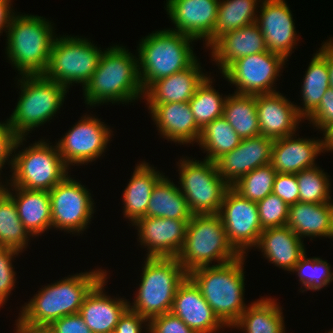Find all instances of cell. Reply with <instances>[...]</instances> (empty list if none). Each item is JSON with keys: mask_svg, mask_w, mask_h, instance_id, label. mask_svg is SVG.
I'll list each match as a JSON object with an SVG mask.
<instances>
[{"mask_svg": "<svg viewBox=\"0 0 333 333\" xmlns=\"http://www.w3.org/2000/svg\"><path fill=\"white\" fill-rule=\"evenodd\" d=\"M82 90L84 103L92 108L143 99L137 56L117 44L103 49L97 69Z\"/></svg>", "mask_w": 333, "mask_h": 333, "instance_id": "1", "label": "cell"}, {"mask_svg": "<svg viewBox=\"0 0 333 333\" xmlns=\"http://www.w3.org/2000/svg\"><path fill=\"white\" fill-rule=\"evenodd\" d=\"M95 269L69 275L38 290L21 308L19 317L33 325H51L57 319L79 313L85 296L107 275Z\"/></svg>", "mask_w": 333, "mask_h": 333, "instance_id": "2", "label": "cell"}, {"mask_svg": "<svg viewBox=\"0 0 333 333\" xmlns=\"http://www.w3.org/2000/svg\"><path fill=\"white\" fill-rule=\"evenodd\" d=\"M245 257L241 255L231 262L196 268L188 273L226 328H231L247 308L244 302Z\"/></svg>", "mask_w": 333, "mask_h": 333, "instance_id": "3", "label": "cell"}, {"mask_svg": "<svg viewBox=\"0 0 333 333\" xmlns=\"http://www.w3.org/2000/svg\"><path fill=\"white\" fill-rule=\"evenodd\" d=\"M52 22L38 15L12 16L6 34V57L22 75H43L55 35Z\"/></svg>", "mask_w": 333, "mask_h": 333, "instance_id": "4", "label": "cell"}, {"mask_svg": "<svg viewBox=\"0 0 333 333\" xmlns=\"http://www.w3.org/2000/svg\"><path fill=\"white\" fill-rule=\"evenodd\" d=\"M138 69L145 91L152 83L190 67L197 56L191 44L195 40L165 28L140 39Z\"/></svg>", "mask_w": 333, "mask_h": 333, "instance_id": "5", "label": "cell"}, {"mask_svg": "<svg viewBox=\"0 0 333 333\" xmlns=\"http://www.w3.org/2000/svg\"><path fill=\"white\" fill-rule=\"evenodd\" d=\"M16 79L21 95L7 120L17 137H27L59 113L68 89L43 75H22Z\"/></svg>", "mask_w": 333, "mask_h": 333, "instance_id": "6", "label": "cell"}, {"mask_svg": "<svg viewBox=\"0 0 333 333\" xmlns=\"http://www.w3.org/2000/svg\"><path fill=\"white\" fill-rule=\"evenodd\" d=\"M26 140V137L16 139L10 170L12 175L10 179L6 178L5 183L28 190L50 191L68 175L70 168L63 161L57 145H50L48 140L35 141L16 153Z\"/></svg>", "mask_w": 333, "mask_h": 333, "instance_id": "7", "label": "cell"}, {"mask_svg": "<svg viewBox=\"0 0 333 333\" xmlns=\"http://www.w3.org/2000/svg\"><path fill=\"white\" fill-rule=\"evenodd\" d=\"M145 259L134 302L128 304L130 310L150 321L171 312L176 291L188 273L176 257Z\"/></svg>", "mask_w": 333, "mask_h": 333, "instance_id": "8", "label": "cell"}, {"mask_svg": "<svg viewBox=\"0 0 333 333\" xmlns=\"http://www.w3.org/2000/svg\"><path fill=\"white\" fill-rule=\"evenodd\" d=\"M240 256L229 243L219 214H193L176 258L190 273L196 268L212 266L213 261L217 262L214 265H222Z\"/></svg>", "mask_w": 333, "mask_h": 333, "instance_id": "9", "label": "cell"}, {"mask_svg": "<svg viewBox=\"0 0 333 333\" xmlns=\"http://www.w3.org/2000/svg\"><path fill=\"white\" fill-rule=\"evenodd\" d=\"M83 36H56L43 76L68 90L75 83L82 87L98 67L103 50Z\"/></svg>", "mask_w": 333, "mask_h": 333, "instance_id": "10", "label": "cell"}, {"mask_svg": "<svg viewBox=\"0 0 333 333\" xmlns=\"http://www.w3.org/2000/svg\"><path fill=\"white\" fill-rule=\"evenodd\" d=\"M179 188L192 214H219L230 187L218 173L215 162L181 158L178 162Z\"/></svg>", "mask_w": 333, "mask_h": 333, "instance_id": "11", "label": "cell"}, {"mask_svg": "<svg viewBox=\"0 0 333 333\" xmlns=\"http://www.w3.org/2000/svg\"><path fill=\"white\" fill-rule=\"evenodd\" d=\"M80 182L68 174L49 191L52 228L78 235L89 227L95 204L89 189Z\"/></svg>", "mask_w": 333, "mask_h": 333, "instance_id": "12", "label": "cell"}, {"mask_svg": "<svg viewBox=\"0 0 333 333\" xmlns=\"http://www.w3.org/2000/svg\"><path fill=\"white\" fill-rule=\"evenodd\" d=\"M281 55L269 50L234 61L223 73V79L236 87L234 93L263 95L278 92L274 85L285 63Z\"/></svg>", "mask_w": 333, "mask_h": 333, "instance_id": "13", "label": "cell"}, {"mask_svg": "<svg viewBox=\"0 0 333 333\" xmlns=\"http://www.w3.org/2000/svg\"><path fill=\"white\" fill-rule=\"evenodd\" d=\"M229 243L240 254L256 247L263 229L257 202L250 201L229 187L219 211ZM247 251V252H246Z\"/></svg>", "mask_w": 333, "mask_h": 333, "instance_id": "14", "label": "cell"}, {"mask_svg": "<svg viewBox=\"0 0 333 333\" xmlns=\"http://www.w3.org/2000/svg\"><path fill=\"white\" fill-rule=\"evenodd\" d=\"M113 131L101 119L82 116L65 135L56 142L65 164L76 166L91 163L106 152Z\"/></svg>", "mask_w": 333, "mask_h": 333, "instance_id": "15", "label": "cell"}, {"mask_svg": "<svg viewBox=\"0 0 333 333\" xmlns=\"http://www.w3.org/2000/svg\"><path fill=\"white\" fill-rule=\"evenodd\" d=\"M220 0H166L167 15L175 28L194 40H205L209 47L215 42V23Z\"/></svg>", "mask_w": 333, "mask_h": 333, "instance_id": "16", "label": "cell"}, {"mask_svg": "<svg viewBox=\"0 0 333 333\" xmlns=\"http://www.w3.org/2000/svg\"><path fill=\"white\" fill-rule=\"evenodd\" d=\"M259 5L256 24L265 38L267 50L287 60L299 41L292 11L285 0H262Z\"/></svg>", "mask_w": 333, "mask_h": 333, "instance_id": "17", "label": "cell"}, {"mask_svg": "<svg viewBox=\"0 0 333 333\" xmlns=\"http://www.w3.org/2000/svg\"><path fill=\"white\" fill-rule=\"evenodd\" d=\"M189 220L142 217L132 226L138 230L140 245L148 252L146 257H177L186 236Z\"/></svg>", "mask_w": 333, "mask_h": 333, "instance_id": "18", "label": "cell"}, {"mask_svg": "<svg viewBox=\"0 0 333 333\" xmlns=\"http://www.w3.org/2000/svg\"><path fill=\"white\" fill-rule=\"evenodd\" d=\"M273 141L262 135L242 139L236 148L215 162L218 173L232 187L247 173L270 164Z\"/></svg>", "mask_w": 333, "mask_h": 333, "instance_id": "19", "label": "cell"}, {"mask_svg": "<svg viewBox=\"0 0 333 333\" xmlns=\"http://www.w3.org/2000/svg\"><path fill=\"white\" fill-rule=\"evenodd\" d=\"M171 312L197 333H215L226 327L189 276L179 285Z\"/></svg>", "mask_w": 333, "mask_h": 333, "instance_id": "20", "label": "cell"}, {"mask_svg": "<svg viewBox=\"0 0 333 333\" xmlns=\"http://www.w3.org/2000/svg\"><path fill=\"white\" fill-rule=\"evenodd\" d=\"M260 133L273 140L296 133L304 119L293 104L280 92L255 95Z\"/></svg>", "mask_w": 333, "mask_h": 333, "instance_id": "21", "label": "cell"}, {"mask_svg": "<svg viewBox=\"0 0 333 333\" xmlns=\"http://www.w3.org/2000/svg\"><path fill=\"white\" fill-rule=\"evenodd\" d=\"M108 274L85 296L79 315L93 333H113L120 317L129 308L124 298H111L105 293Z\"/></svg>", "mask_w": 333, "mask_h": 333, "instance_id": "22", "label": "cell"}, {"mask_svg": "<svg viewBox=\"0 0 333 333\" xmlns=\"http://www.w3.org/2000/svg\"><path fill=\"white\" fill-rule=\"evenodd\" d=\"M149 112L161 137L180 145L198 142L201 128L188 102L154 104Z\"/></svg>", "mask_w": 333, "mask_h": 333, "instance_id": "23", "label": "cell"}, {"mask_svg": "<svg viewBox=\"0 0 333 333\" xmlns=\"http://www.w3.org/2000/svg\"><path fill=\"white\" fill-rule=\"evenodd\" d=\"M321 152L324 153L322 140L297 139L293 134L273 141L270 164L277 173L296 174L318 165L315 159Z\"/></svg>", "mask_w": 333, "mask_h": 333, "instance_id": "24", "label": "cell"}, {"mask_svg": "<svg viewBox=\"0 0 333 333\" xmlns=\"http://www.w3.org/2000/svg\"><path fill=\"white\" fill-rule=\"evenodd\" d=\"M198 59L187 69L164 77L152 83L145 91L143 99L148 110L154 104L188 102L197 88L208 77L202 72Z\"/></svg>", "mask_w": 333, "mask_h": 333, "instance_id": "25", "label": "cell"}, {"mask_svg": "<svg viewBox=\"0 0 333 333\" xmlns=\"http://www.w3.org/2000/svg\"><path fill=\"white\" fill-rule=\"evenodd\" d=\"M209 48L221 74L239 58L267 51L265 38L256 23L220 36Z\"/></svg>", "mask_w": 333, "mask_h": 333, "instance_id": "26", "label": "cell"}, {"mask_svg": "<svg viewBox=\"0 0 333 333\" xmlns=\"http://www.w3.org/2000/svg\"><path fill=\"white\" fill-rule=\"evenodd\" d=\"M303 241L288 226L267 228L260 234L255 249L261 250L275 266L291 272L306 253Z\"/></svg>", "mask_w": 333, "mask_h": 333, "instance_id": "27", "label": "cell"}, {"mask_svg": "<svg viewBox=\"0 0 333 333\" xmlns=\"http://www.w3.org/2000/svg\"><path fill=\"white\" fill-rule=\"evenodd\" d=\"M6 193L14 200L18 216L32 236L37 237L52 229L49 191L7 186Z\"/></svg>", "mask_w": 333, "mask_h": 333, "instance_id": "28", "label": "cell"}, {"mask_svg": "<svg viewBox=\"0 0 333 333\" xmlns=\"http://www.w3.org/2000/svg\"><path fill=\"white\" fill-rule=\"evenodd\" d=\"M333 223V202H297L289 206L288 226L299 238H330Z\"/></svg>", "mask_w": 333, "mask_h": 333, "instance_id": "29", "label": "cell"}, {"mask_svg": "<svg viewBox=\"0 0 333 333\" xmlns=\"http://www.w3.org/2000/svg\"><path fill=\"white\" fill-rule=\"evenodd\" d=\"M145 161L136 164L129 183L123 192V215L133 224L146 217L148 202L156 183L164 176Z\"/></svg>", "mask_w": 333, "mask_h": 333, "instance_id": "30", "label": "cell"}, {"mask_svg": "<svg viewBox=\"0 0 333 333\" xmlns=\"http://www.w3.org/2000/svg\"><path fill=\"white\" fill-rule=\"evenodd\" d=\"M270 297L248 304L237 322L231 327L243 333H286L282 307Z\"/></svg>", "mask_w": 333, "mask_h": 333, "instance_id": "31", "label": "cell"}, {"mask_svg": "<svg viewBox=\"0 0 333 333\" xmlns=\"http://www.w3.org/2000/svg\"><path fill=\"white\" fill-rule=\"evenodd\" d=\"M163 176L154 186L146 216L158 218H171L177 220H190L192 213L189 210L185 196L173 181Z\"/></svg>", "mask_w": 333, "mask_h": 333, "instance_id": "32", "label": "cell"}, {"mask_svg": "<svg viewBox=\"0 0 333 333\" xmlns=\"http://www.w3.org/2000/svg\"><path fill=\"white\" fill-rule=\"evenodd\" d=\"M305 72L300 92L303 106L296 107L298 114L306 120L317 109L330 87L327 61L318 52L313 55Z\"/></svg>", "mask_w": 333, "mask_h": 333, "instance_id": "33", "label": "cell"}, {"mask_svg": "<svg viewBox=\"0 0 333 333\" xmlns=\"http://www.w3.org/2000/svg\"><path fill=\"white\" fill-rule=\"evenodd\" d=\"M223 117L241 139L261 135L255 95L233 93L227 96Z\"/></svg>", "mask_w": 333, "mask_h": 333, "instance_id": "34", "label": "cell"}, {"mask_svg": "<svg viewBox=\"0 0 333 333\" xmlns=\"http://www.w3.org/2000/svg\"><path fill=\"white\" fill-rule=\"evenodd\" d=\"M241 140L233 127L221 116L201 129L197 143L207 153L204 159L216 162L223 155L236 148Z\"/></svg>", "mask_w": 333, "mask_h": 333, "instance_id": "35", "label": "cell"}, {"mask_svg": "<svg viewBox=\"0 0 333 333\" xmlns=\"http://www.w3.org/2000/svg\"><path fill=\"white\" fill-rule=\"evenodd\" d=\"M261 1L220 0L215 23V41L228 32L256 23L258 4Z\"/></svg>", "mask_w": 333, "mask_h": 333, "instance_id": "36", "label": "cell"}, {"mask_svg": "<svg viewBox=\"0 0 333 333\" xmlns=\"http://www.w3.org/2000/svg\"><path fill=\"white\" fill-rule=\"evenodd\" d=\"M31 237L18 216L14 200L5 193L0 198V247L22 253Z\"/></svg>", "mask_w": 333, "mask_h": 333, "instance_id": "37", "label": "cell"}, {"mask_svg": "<svg viewBox=\"0 0 333 333\" xmlns=\"http://www.w3.org/2000/svg\"><path fill=\"white\" fill-rule=\"evenodd\" d=\"M210 75L197 88L188 101L197 125L202 129L206 124L223 116L224 105L228 95L223 97L214 86Z\"/></svg>", "mask_w": 333, "mask_h": 333, "instance_id": "38", "label": "cell"}, {"mask_svg": "<svg viewBox=\"0 0 333 333\" xmlns=\"http://www.w3.org/2000/svg\"><path fill=\"white\" fill-rule=\"evenodd\" d=\"M319 166H313L296 173L299 186V202L329 203L331 199V182L329 175Z\"/></svg>", "mask_w": 333, "mask_h": 333, "instance_id": "39", "label": "cell"}, {"mask_svg": "<svg viewBox=\"0 0 333 333\" xmlns=\"http://www.w3.org/2000/svg\"><path fill=\"white\" fill-rule=\"evenodd\" d=\"M291 272L297 273L304 290L319 291L333 281V271L327 260L319 257L307 258L306 253L300 258Z\"/></svg>", "mask_w": 333, "mask_h": 333, "instance_id": "40", "label": "cell"}, {"mask_svg": "<svg viewBox=\"0 0 333 333\" xmlns=\"http://www.w3.org/2000/svg\"><path fill=\"white\" fill-rule=\"evenodd\" d=\"M277 172L271 164L257 167L232 187L246 199L258 202L272 193Z\"/></svg>", "mask_w": 333, "mask_h": 333, "instance_id": "41", "label": "cell"}, {"mask_svg": "<svg viewBox=\"0 0 333 333\" xmlns=\"http://www.w3.org/2000/svg\"><path fill=\"white\" fill-rule=\"evenodd\" d=\"M262 229L286 226L289 213L287 205L277 195L271 193L257 202Z\"/></svg>", "mask_w": 333, "mask_h": 333, "instance_id": "42", "label": "cell"}, {"mask_svg": "<svg viewBox=\"0 0 333 333\" xmlns=\"http://www.w3.org/2000/svg\"><path fill=\"white\" fill-rule=\"evenodd\" d=\"M18 251L0 247V307L5 305L11 291L16 284V271L12 260L17 257Z\"/></svg>", "mask_w": 333, "mask_h": 333, "instance_id": "43", "label": "cell"}, {"mask_svg": "<svg viewBox=\"0 0 333 333\" xmlns=\"http://www.w3.org/2000/svg\"><path fill=\"white\" fill-rule=\"evenodd\" d=\"M148 327V333H197L172 312L152 318Z\"/></svg>", "mask_w": 333, "mask_h": 333, "instance_id": "44", "label": "cell"}, {"mask_svg": "<svg viewBox=\"0 0 333 333\" xmlns=\"http://www.w3.org/2000/svg\"><path fill=\"white\" fill-rule=\"evenodd\" d=\"M272 193L281 198L289 206L299 202V186L296 174L277 173Z\"/></svg>", "mask_w": 333, "mask_h": 333, "instance_id": "45", "label": "cell"}, {"mask_svg": "<svg viewBox=\"0 0 333 333\" xmlns=\"http://www.w3.org/2000/svg\"><path fill=\"white\" fill-rule=\"evenodd\" d=\"M313 128L322 131L333 121V89L329 88L321 98L317 109L306 119Z\"/></svg>", "mask_w": 333, "mask_h": 333, "instance_id": "46", "label": "cell"}, {"mask_svg": "<svg viewBox=\"0 0 333 333\" xmlns=\"http://www.w3.org/2000/svg\"><path fill=\"white\" fill-rule=\"evenodd\" d=\"M18 137L11 129L8 120L0 122V175L4 165H10L12 169L13 148ZM11 159V160H10ZM8 162V163H7ZM6 163V164H5Z\"/></svg>", "mask_w": 333, "mask_h": 333, "instance_id": "47", "label": "cell"}, {"mask_svg": "<svg viewBox=\"0 0 333 333\" xmlns=\"http://www.w3.org/2000/svg\"><path fill=\"white\" fill-rule=\"evenodd\" d=\"M148 324L149 321L147 319L128 308L120 317L113 333H141L143 332L142 328H145L148 332Z\"/></svg>", "mask_w": 333, "mask_h": 333, "instance_id": "48", "label": "cell"}, {"mask_svg": "<svg viewBox=\"0 0 333 333\" xmlns=\"http://www.w3.org/2000/svg\"><path fill=\"white\" fill-rule=\"evenodd\" d=\"M50 327L55 333H93L78 313L61 317Z\"/></svg>", "mask_w": 333, "mask_h": 333, "instance_id": "49", "label": "cell"}, {"mask_svg": "<svg viewBox=\"0 0 333 333\" xmlns=\"http://www.w3.org/2000/svg\"><path fill=\"white\" fill-rule=\"evenodd\" d=\"M317 52L327 61L329 87L333 89V38L326 40Z\"/></svg>", "mask_w": 333, "mask_h": 333, "instance_id": "50", "label": "cell"}, {"mask_svg": "<svg viewBox=\"0 0 333 333\" xmlns=\"http://www.w3.org/2000/svg\"><path fill=\"white\" fill-rule=\"evenodd\" d=\"M15 322L16 333H55L49 325H33L25 322L20 317Z\"/></svg>", "mask_w": 333, "mask_h": 333, "instance_id": "51", "label": "cell"}, {"mask_svg": "<svg viewBox=\"0 0 333 333\" xmlns=\"http://www.w3.org/2000/svg\"><path fill=\"white\" fill-rule=\"evenodd\" d=\"M11 2V0H0V34L3 31L7 32L12 16L16 13L11 7Z\"/></svg>", "mask_w": 333, "mask_h": 333, "instance_id": "52", "label": "cell"}, {"mask_svg": "<svg viewBox=\"0 0 333 333\" xmlns=\"http://www.w3.org/2000/svg\"><path fill=\"white\" fill-rule=\"evenodd\" d=\"M323 136L321 138L322 140V148L324 153L325 152H332L333 151V121L328 124L323 130Z\"/></svg>", "mask_w": 333, "mask_h": 333, "instance_id": "53", "label": "cell"}, {"mask_svg": "<svg viewBox=\"0 0 333 333\" xmlns=\"http://www.w3.org/2000/svg\"><path fill=\"white\" fill-rule=\"evenodd\" d=\"M6 191H7V184L5 185L4 182L3 183L0 182V198L6 193Z\"/></svg>", "mask_w": 333, "mask_h": 333, "instance_id": "54", "label": "cell"}, {"mask_svg": "<svg viewBox=\"0 0 333 333\" xmlns=\"http://www.w3.org/2000/svg\"><path fill=\"white\" fill-rule=\"evenodd\" d=\"M330 238H333V223H332V233Z\"/></svg>", "mask_w": 333, "mask_h": 333, "instance_id": "55", "label": "cell"}]
</instances>
